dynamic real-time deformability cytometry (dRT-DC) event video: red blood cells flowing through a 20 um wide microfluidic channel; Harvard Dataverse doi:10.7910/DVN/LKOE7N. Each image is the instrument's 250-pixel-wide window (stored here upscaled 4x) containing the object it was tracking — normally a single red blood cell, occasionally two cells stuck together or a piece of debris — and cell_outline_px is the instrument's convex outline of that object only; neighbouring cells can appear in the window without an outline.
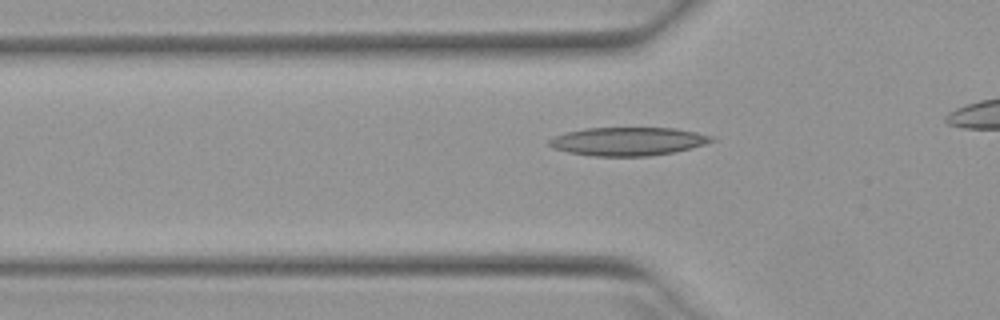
{"species": "Egyptian fruit bat (a non-hibernating species)", "species_latin": "Rousettus aegyptiacus", "temperature_condition": "warm", "stored_images_in_passage": 32, "camera_frame_rate_fps": 3000, "um_per_image_px": 0.085, "animal": {"sex": "female"}, "frame": {"image": 1, "passage_image": 7, "time_ms": 2.0, "image_size_px": [1000, 320], "cell_outline_px": [[716, 140], [692, 148], [676, 152], [648, 156], [592, 156], [568, 152], [552, 148], [548, 144], [548, 140], [564, 132], [584, 128], [676, 128], [716, 136]], "centroid_in_image_um": [53.4, 12.01], "position_along_channel_um": 72.4, "area_um2": 27.11}}
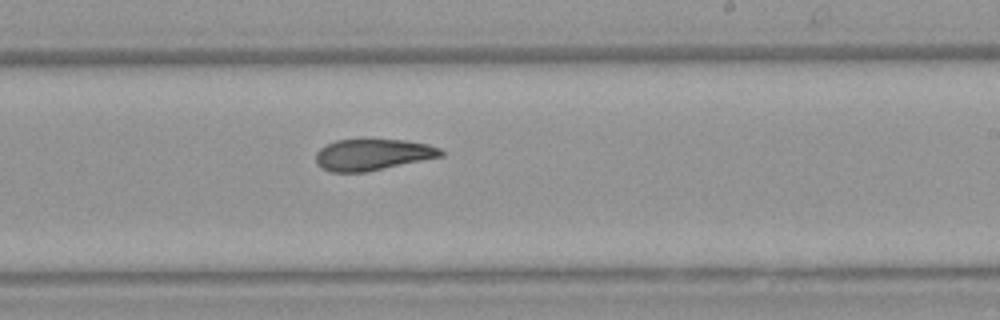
{"frame": {"image": 2, "passage_image": 21, "time_ms": 6.667, "image_size_px": [1000, 320], "cell_outline_px": [[444, 156], [364, 172], [332, 172], [320, 168], [316, 164], [316, 152], [320, 148], [336, 140], [404, 140], [428, 144], [440, 148], [444, 152]], "centroid_in_image_um": [31.67, 13.15], "position_along_channel_um": 257.3, "area_um2": 22.72}}
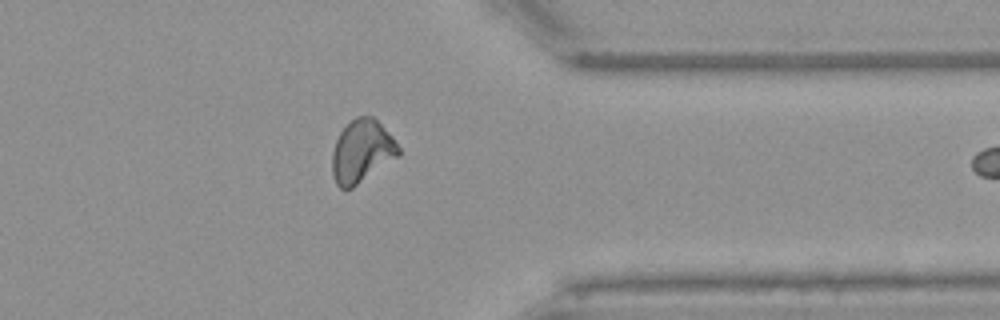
{"frame": {"image": 3, "passage_image": 31, "time_ms": 10.0, "image_size_px": [1000, 320], "cell_outline_px": [[400, 156], [352, 188], [340, 188], [336, 184], [332, 176], [332, 152], [336, 140], [340, 132], [356, 116], [372, 116], [392, 136], [400, 148]], "centroid_in_image_um": [30.76, 12.88], "position_along_channel_um": 380.6, "area_um2": 24.22}}